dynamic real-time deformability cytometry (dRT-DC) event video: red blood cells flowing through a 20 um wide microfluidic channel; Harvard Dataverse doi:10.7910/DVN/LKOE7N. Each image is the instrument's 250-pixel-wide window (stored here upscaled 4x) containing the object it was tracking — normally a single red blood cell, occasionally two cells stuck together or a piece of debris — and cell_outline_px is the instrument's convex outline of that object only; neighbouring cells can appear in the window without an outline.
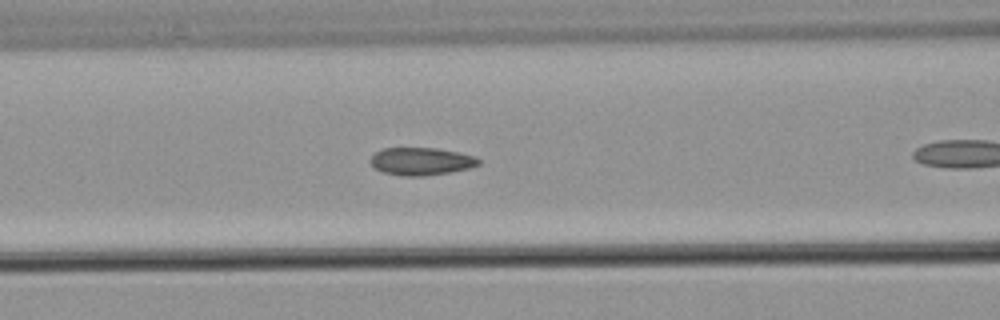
{"species": "common noctule bat (a hibernating species)", "species_latin": "Nyctalus noctula", "temperature_condition": "warm", "stored_images_in_passage": 31, "camera_frame_rate_fps": 3000, "um_per_image_px": 0.085, "animal": {"sex": "male", "body_mass_g": 21.5, "forearm_length_mm": 52.0}, "frame": {"image": 1, "passage_image": 10, "time_ms": 3.0, "image_size_px": [1000, 320], "cell_outline_px": [[480, 164], [468, 168], [448, 172], [424, 176], [404, 176], [384, 172], [372, 168], [372, 156], [376, 152], [384, 148], [436, 148], [476, 156], [480, 160]], "centroid_in_image_um": [35.8, 13.71], "position_along_channel_um": 130.8, "area_um2": 17.22}}